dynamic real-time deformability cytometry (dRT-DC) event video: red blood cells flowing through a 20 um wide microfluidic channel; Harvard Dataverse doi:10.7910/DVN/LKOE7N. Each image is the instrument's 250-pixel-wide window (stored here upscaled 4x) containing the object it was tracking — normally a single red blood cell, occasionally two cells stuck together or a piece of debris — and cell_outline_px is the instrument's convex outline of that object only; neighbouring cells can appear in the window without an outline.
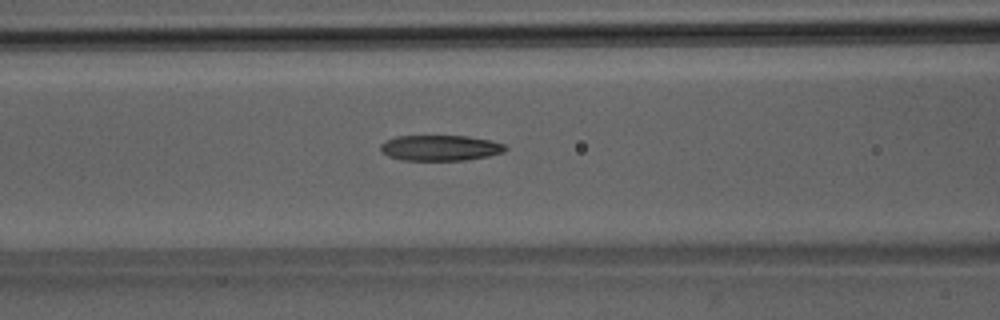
{"species": "Egyptian fruit bat (a non-hibernating species)", "species_latin": "Rousettus aegyptiacus", "temperature_condition": "room temperature", "stored_images_in_passage": 46, "camera_frame_rate_fps": 3000, "um_per_image_px": 0.085, "animal": {"sex": "male"}, "frame": {"image": 1, "passage_image": 20, "time_ms": 6.333, "image_size_px": [1000, 320], "cell_outline_px": [[508, 148], [504, 152], [488, 156], [468, 160], [400, 160], [388, 156], [380, 152], [380, 144], [396, 136], [468, 136], [488, 140], [504, 144]], "centroid_in_image_um": [37.4, 12.58], "position_along_channel_um": 129.2, "area_um2": 18.67}}
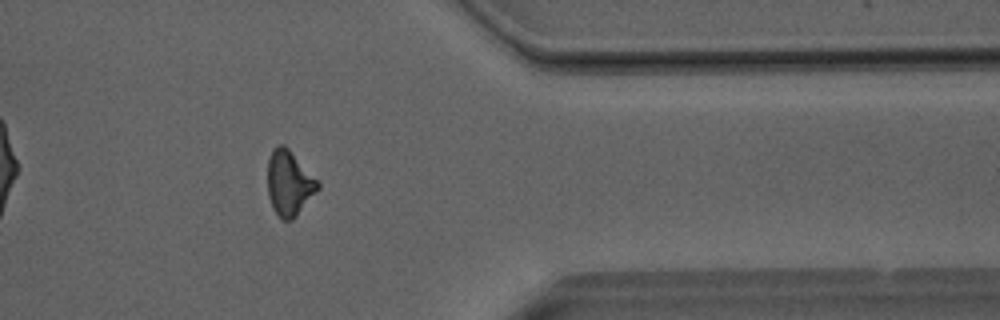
{"frame": {"image": 2, "passage_image": 40, "time_ms": 13.0, "image_size_px": [1000, 320], "cell_outline_px": [[320, 188], [296, 216], [292, 220], [280, 220], [272, 208], [268, 196], [268, 160], [272, 148], [276, 144], [284, 144], [288, 148], [320, 184]], "centroid_in_image_um": [24.55, 15.58], "position_along_channel_um": 386.9, "area_um2": 19.02}}